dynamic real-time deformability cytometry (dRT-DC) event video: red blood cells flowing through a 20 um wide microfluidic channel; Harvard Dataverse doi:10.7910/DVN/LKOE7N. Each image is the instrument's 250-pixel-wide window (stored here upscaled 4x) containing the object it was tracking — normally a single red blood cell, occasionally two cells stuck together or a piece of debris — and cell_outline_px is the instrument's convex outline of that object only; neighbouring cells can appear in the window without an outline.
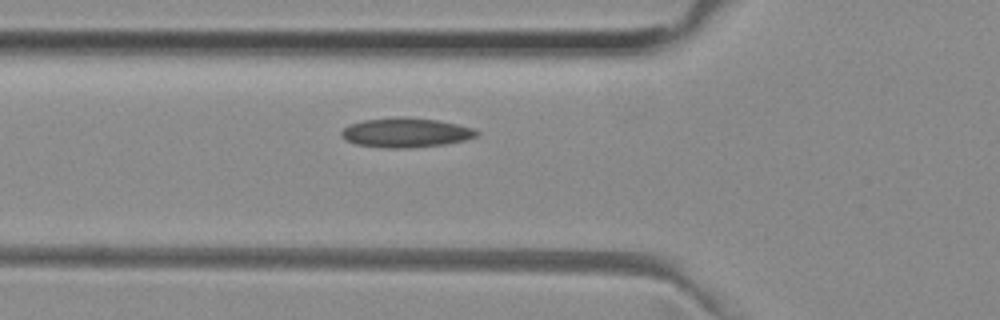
{"species": "common noctule bat (a hibernating species)", "species_latin": "Nyctalus noctula", "temperature_condition": "room temperature", "stored_images_in_passage": 37, "camera_frame_rate_fps": 3000, "um_per_image_px": 0.085, "animal": {"sex": "female", "body_mass_g": 29.2, "forearm_length_mm": 56.3}, "frame": {"image": 1, "passage_image": 2, "time_ms": 0.333, "image_size_px": [1000, 320], "cell_outline_px": [[480, 132], [476, 136], [464, 140], [444, 144], [412, 148], [388, 148], [356, 144], [344, 140], [340, 136], [340, 132], [348, 124], [364, 120], [436, 120], [476, 128]], "centroid_in_image_um": [34.49, 11.33], "position_along_channel_um": 91.3, "area_um2": 22.31}}
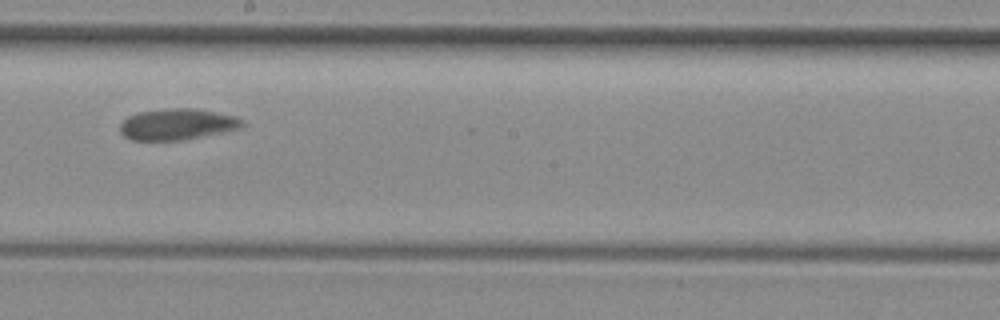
{"frame": {"image": 2, "passage_image": 13, "time_ms": 4.0, "image_size_px": [1000, 320], "cell_outline_px": [[248, 124], [240, 128], [224, 132], [184, 140], [132, 140], [124, 136], [120, 132], [120, 124], [128, 116], [140, 112], [168, 108], [196, 108], [236, 116], [244, 120]], "centroid_in_image_um": [15.12, 10.56], "position_along_channel_um": 233.1, "area_um2": 22.43}}
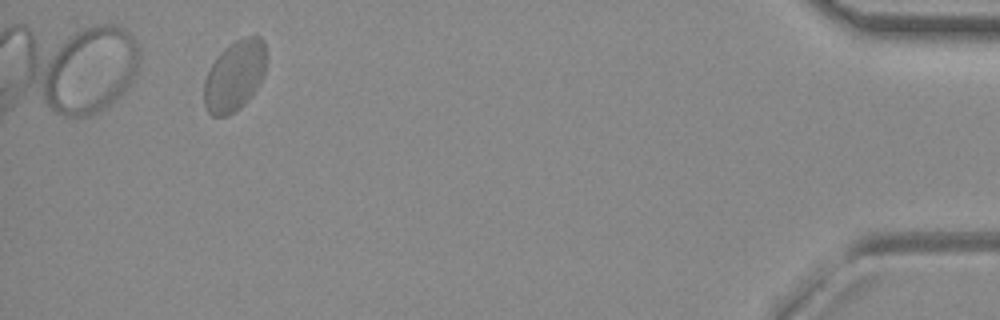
{"frame": {"image": 3, "passage_image": 33, "time_ms": 10.667, "image_size_px": [1000, 320], "cell_outline_px": [[264, 72], [256, 88], [244, 104], [240, 108], [228, 116], [212, 116], [208, 112], [204, 104], [204, 80], [212, 64], [220, 52], [224, 48], [236, 40], [244, 36], [260, 36], [264, 40]], "centroid_in_image_um": [19.91, 6.45], "position_along_channel_um": 415.3, "area_um2": 25.32}}